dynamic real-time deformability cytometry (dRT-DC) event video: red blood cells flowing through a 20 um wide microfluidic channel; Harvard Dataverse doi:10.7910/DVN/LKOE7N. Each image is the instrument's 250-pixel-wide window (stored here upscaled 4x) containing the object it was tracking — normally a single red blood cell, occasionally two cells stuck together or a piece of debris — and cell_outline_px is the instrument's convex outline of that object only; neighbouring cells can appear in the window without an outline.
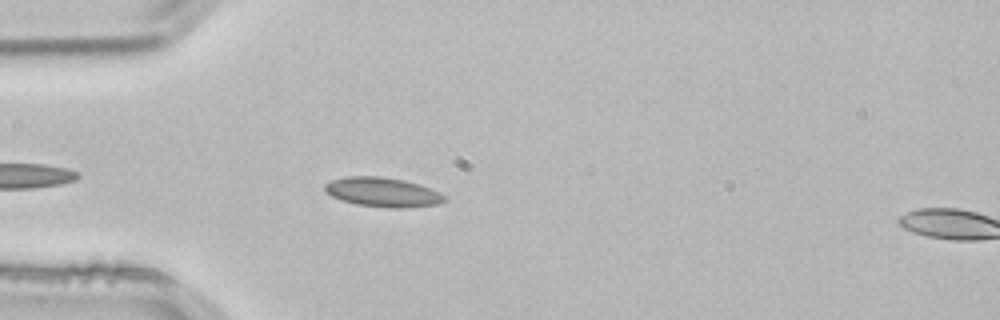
{"species": "common noctule bat (a hibernating species)", "species_latin": "Nyctalus noctula", "temperature_condition": "room temperature", "stored_images_in_passage": 7, "camera_frame_rate_fps": 3000, "um_per_image_px": 0.085, "animal": {"sex": "male", "body_mass_g": 21.5, "forearm_length_mm": 52.0}, "frame": {"image": 1, "passage_image": 5, "time_ms": 1.333, "image_size_px": [1000, 320], "cell_outline_px": [[448, 200], [436, 204], [400, 208], [388, 208], [356, 204], [340, 200], [332, 196], [324, 188], [324, 184], [332, 180], [344, 176], [380, 176], [404, 180], [432, 188], [448, 196]], "centroid_in_image_um": [32.56, 16.33], "position_along_channel_um": 52.4, "area_um2": 20.63}}